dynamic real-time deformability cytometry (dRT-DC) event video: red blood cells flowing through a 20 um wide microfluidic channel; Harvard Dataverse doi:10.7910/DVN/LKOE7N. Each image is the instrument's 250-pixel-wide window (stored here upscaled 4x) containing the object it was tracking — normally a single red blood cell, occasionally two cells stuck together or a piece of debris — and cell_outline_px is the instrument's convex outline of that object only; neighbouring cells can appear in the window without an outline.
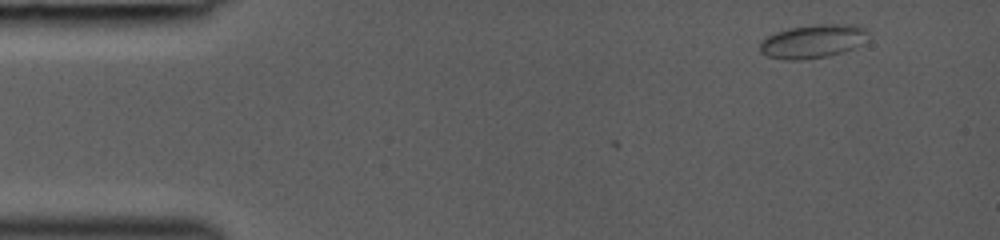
{"species": "common noctule bat (a hibernating species)", "species_latin": "Nyctalus noctula", "temperature_condition": "room temperature", "stored_images_in_passage": 4, "camera_frame_rate_fps": 3000, "um_per_image_px": 0.085, "animal": {"sex": "female", "body_mass_g": 19.0, "forearm_length_mm": 53.3}, "frame": {"image": 1, "passage_image": 1, "time_ms": 0.0, "image_size_px": [1000, 240], "cell_outline_px": [[868, 32], [860, 44], [852, 48], [828, 56], [804, 60], [784, 60], [768, 56], [760, 52], [760, 40], [776, 32], [788, 28], [816, 24], [856, 24], [868, 28]], "centroid_in_image_um": [69.06, 3.5], "position_along_channel_um": 15.9, "area_um2": 21.21}}